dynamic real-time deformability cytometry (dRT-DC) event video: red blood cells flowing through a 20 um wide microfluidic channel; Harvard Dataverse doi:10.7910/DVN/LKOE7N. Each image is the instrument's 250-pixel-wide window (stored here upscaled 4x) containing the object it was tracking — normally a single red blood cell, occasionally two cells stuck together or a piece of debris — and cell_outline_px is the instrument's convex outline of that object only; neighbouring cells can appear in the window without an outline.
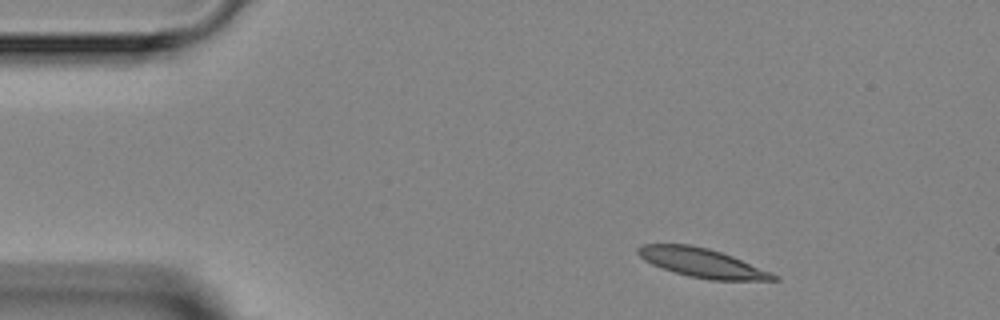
{"species": "Egyptian fruit bat (a non-hibernating species)", "species_latin": "Rousettus aegyptiacus", "temperature_condition": "room temperature", "stored_images_in_passage": 4, "camera_frame_rate_fps": 3000, "um_per_image_px": 0.085, "animal": {"sex": "female"}, "frame": {"image": 1, "passage_image": 1, "time_ms": 0.0, "image_size_px": [1000, 320], "cell_outline_px": [[780, 280], [712, 280], [688, 276], [652, 264], [644, 260], [636, 252], [636, 248], [644, 244], [688, 244], [708, 248], [732, 256], [772, 272], [780, 276]], "centroid_in_image_um": [59.7, 22.34], "position_along_channel_um": 25.3, "area_um2": 22.77}}
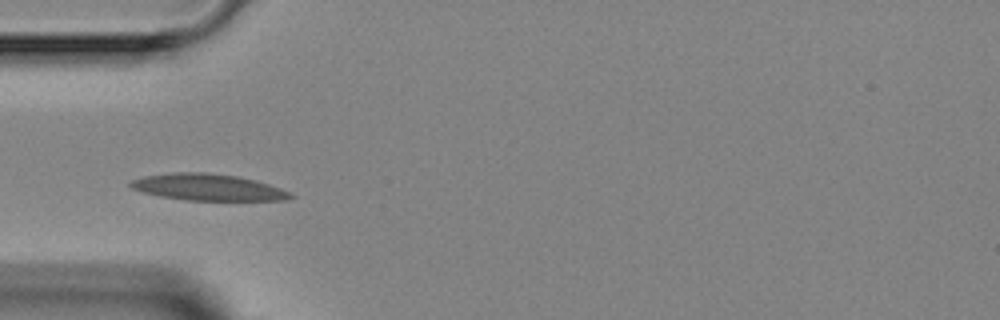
{"frame": {"image": 2, "passage_image": 3, "time_ms": 2.667, "image_size_px": [1000, 320], "cell_outline_px": [[296, 196], [284, 200], [184, 200], [160, 196], [144, 192], [132, 188], [128, 184], [132, 180], [144, 176], [172, 172], [204, 172], [236, 176], [256, 180], [292, 192]], "centroid_in_image_um": [17.69, 15.91], "position_along_channel_um": 67.3, "area_um2": 24.68}}
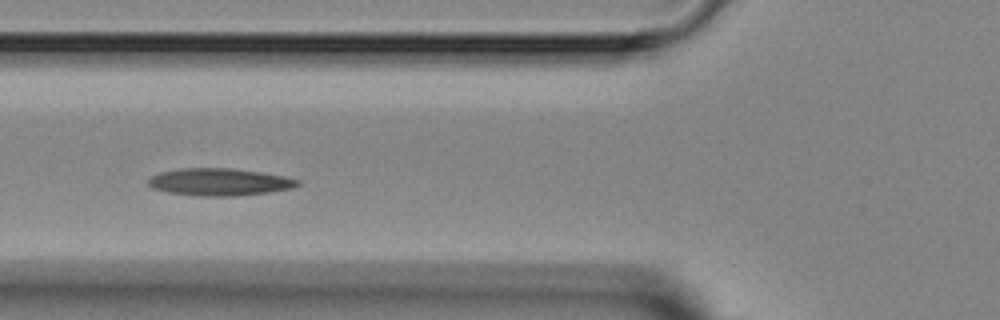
{"frame": {"image": 3, "passage_image": 4, "time_ms": 3.667, "image_size_px": [1000, 320], "cell_outline_px": [[300, 184], [292, 188], [268, 192], [236, 196], [200, 196], [168, 192], [152, 188], [148, 184], [148, 180], [152, 176], [160, 172], [180, 168], [228, 168], [260, 172], [284, 176], [300, 180]], "centroid_in_image_um": [18.64, 15.47], "position_along_channel_um": 107.2, "area_um2": 23.64}}